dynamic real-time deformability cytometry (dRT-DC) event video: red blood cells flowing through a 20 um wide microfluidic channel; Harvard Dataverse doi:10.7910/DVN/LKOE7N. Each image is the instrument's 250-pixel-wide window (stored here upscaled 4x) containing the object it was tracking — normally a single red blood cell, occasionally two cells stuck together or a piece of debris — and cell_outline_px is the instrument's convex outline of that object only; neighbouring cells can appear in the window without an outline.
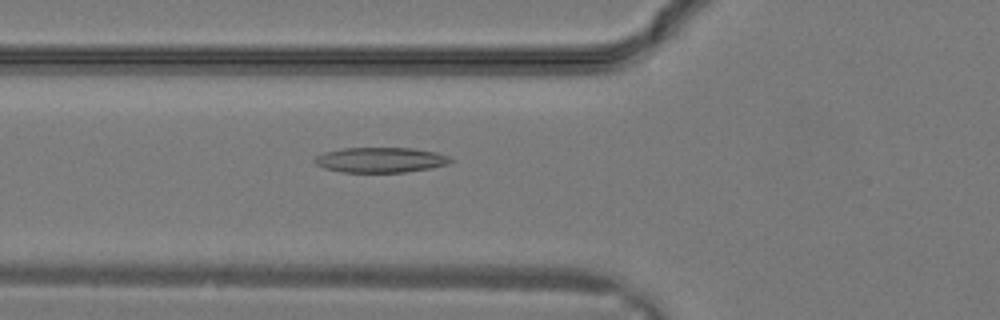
{"species": "common noctule bat (a hibernating species)", "species_latin": "Nyctalus noctula", "temperature_condition": "warm", "stored_images_in_passage": 25, "camera_frame_rate_fps": 3000, "um_per_image_px": 0.085, "animal": {"sex": "male", "body_mass_g": 19.2, "forearm_length_mm": 51.8}, "frame": {"image": 1, "passage_image": 6, "time_ms": 1.667, "image_size_px": [1000, 320], "cell_outline_px": [[456, 160], [448, 164], [432, 168], [404, 172], [340, 172], [324, 168], [316, 164], [312, 160], [316, 156], [324, 152], [344, 148], [412, 148], [436, 152], [448, 156]], "centroid_in_image_um": [32.36, 13.59], "position_along_channel_um": 93.4, "area_um2": 20.06}}
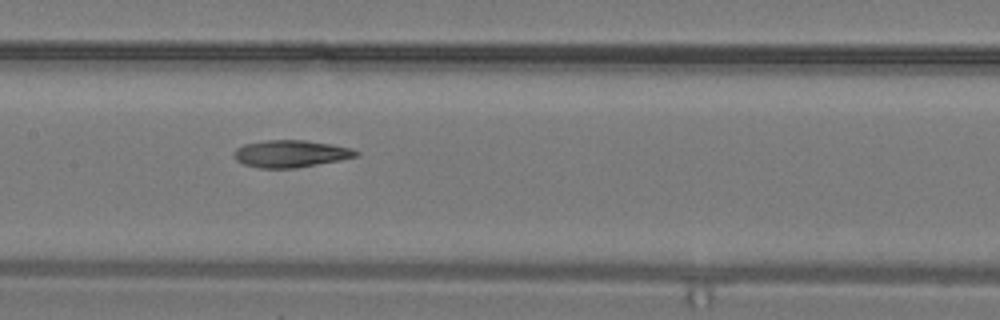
{"frame": {"image": 2, "passage_image": 10, "time_ms": 3.0, "image_size_px": [1000, 320], "cell_outline_px": [[360, 156], [340, 160], [296, 168], [260, 168], [244, 164], [236, 160], [232, 156], [232, 152], [236, 148], [244, 144], [264, 140], [304, 140], [332, 144], [352, 148], [360, 152]], "centroid_in_image_um": [24.71, 13.06], "position_along_channel_um": 182.7, "area_um2": 19.54}}
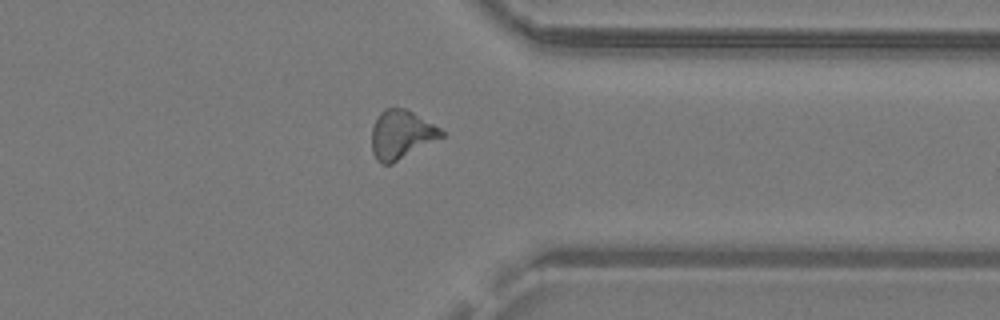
{"frame": {"image": 3, "passage_image": 19, "time_ms": 6.0, "image_size_px": [1000, 320], "cell_outline_px": [[444, 136], [392, 164], [380, 164], [376, 160], [372, 152], [372, 128], [380, 112], [384, 108], [404, 108], [412, 112], [440, 128], [444, 132]], "centroid_in_image_um": [34.09, 11.46], "position_along_channel_um": 377.3, "area_um2": 19.65}}